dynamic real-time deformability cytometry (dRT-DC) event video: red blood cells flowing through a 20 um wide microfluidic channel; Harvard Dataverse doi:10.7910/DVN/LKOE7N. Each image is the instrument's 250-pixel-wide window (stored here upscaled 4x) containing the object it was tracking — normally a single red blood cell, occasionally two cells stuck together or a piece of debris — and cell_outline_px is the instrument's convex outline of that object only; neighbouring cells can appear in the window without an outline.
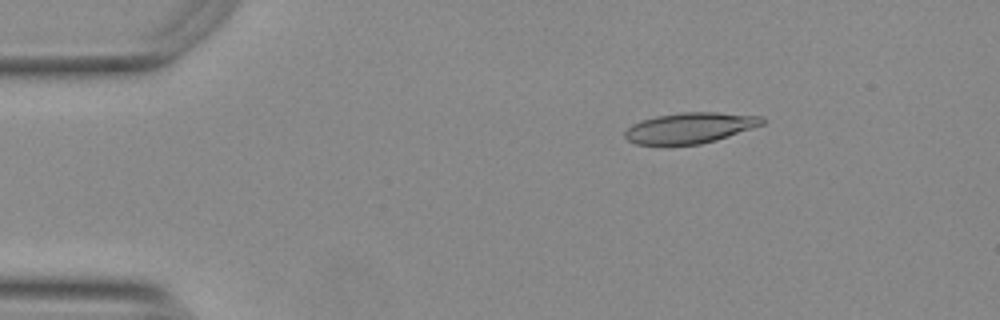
{"species": "Egyptian fruit bat (a non-hibernating species)", "species_latin": "Rousettus aegyptiacus", "temperature_condition": "warm", "stored_images_in_passage": 55, "camera_frame_rate_fps": 3000, "um_per_image_px": 0.085, "animal": {"sex": "female"}, "frame": {"image": 1, "passage_image": 9, "time_ms": 2.667, "image_size_px": [1000, 320], "cell_outline_px": [[768, 120], [764, 124], [716, 140], [700, 144], [636, 144], [628, 140], [624, 136], [624, 132], [632, 124], [640, 120], [656, 116], [680, 112], [716, 112], [764, 116]], "centroid_in_image_um": [58.68, 10.85], "position_along_channel_um": 26.3, "area_um2": 24.57}}
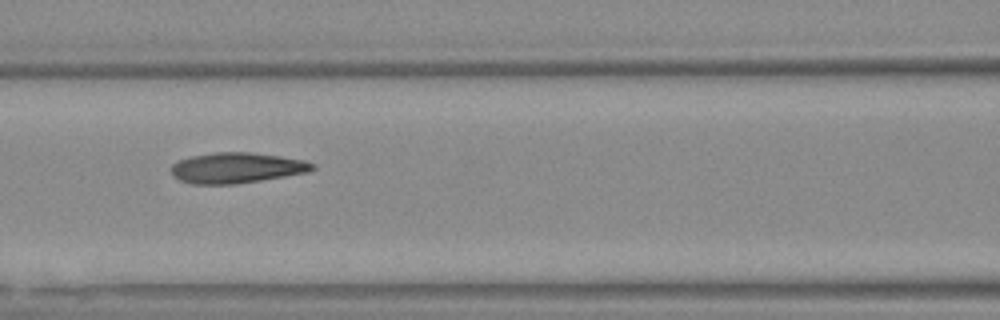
{"frame": {"image": 2, "passage_image": 24, "time_ms": 7.667, "image_size_px": [1000, 320], "cell_outline_px": [[316, 168], [308, 172], [260, 180], [232, 184], [192, 184], [180, 180], [172, 172], [172, 164], [180, 160], [192, 156], [216, 152], [252, 152], [280, 156], [304, 160], [316, 164]], "centroid_in_image_um": [20.15, 14.26], "position_along_channel_um": 146.4, "area_um2": 24.91}}
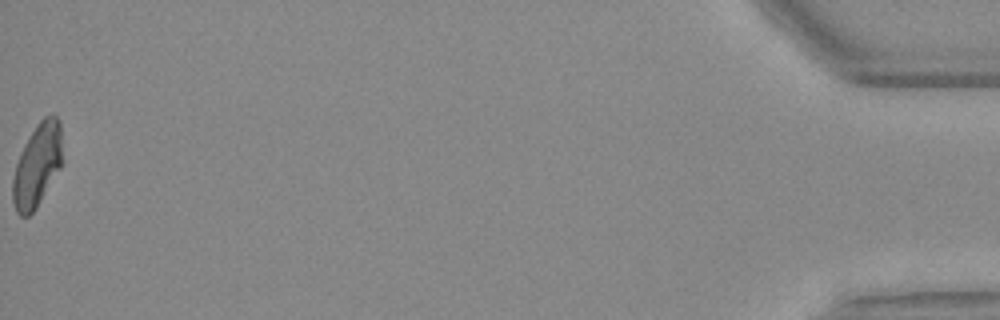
{"frame": {"image": 3, "passage_image": 55, "time_ms": 18.0, "image_size_px": [1000, 320], "cell_outline_px": [[64, 164], [36, 208], [28, 216], [20, 216], [16, 212], [12, 200], [12, 180], [16, 164], [20, 152], [24, 144], [36, 124], [44, 116], [56, 116], [60, 120], [64, 160]], "centroid_in_image_um": [3.19, 14.04], "position_along_channel_um": 432.0, "area_um2": 24.62}, "authors_computed_cell_mechanics": {"area_um2": 24.6228, "velocity_mm_per_s": 3.7423, "shape_relaxation_time_tau1_ms": null, "shape_relaxation_time_tau2_ms": 2.9826, "deformation_change_tau1": null, "deformation_change_tau2": 0.12}}